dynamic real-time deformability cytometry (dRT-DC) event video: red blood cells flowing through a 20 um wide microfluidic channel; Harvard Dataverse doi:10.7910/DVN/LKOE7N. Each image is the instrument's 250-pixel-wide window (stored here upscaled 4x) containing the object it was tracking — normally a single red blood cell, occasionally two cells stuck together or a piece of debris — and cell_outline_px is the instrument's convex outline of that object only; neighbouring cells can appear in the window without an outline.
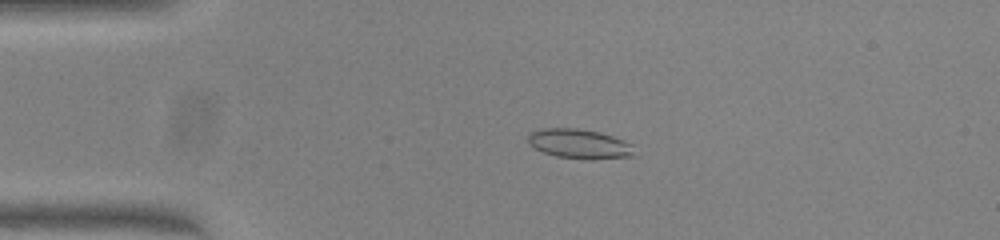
{"species": "common noctule bat (a hibernating species)", "species_latin": "Nyctalus noctula", "temperature_condition": "warm", "stored_images_in_passage": 49, "camera_frame_rate_fps": 3000, "um_per_image_px": 0.085, "animal": {"sex": "female", "body_mass_g": 23.0, "forearm_length_mm": 53.4}, "frame": {"image": 1, "passage_image": 10, "time_ms": 3.0, "image_size_px": [1000, 240], "cell_outline_px": [[636, 156], [592, 160], [584, 160], [556, 156], [544, 152], [528, 144], [528, 132], [544, 128], [576, 128], [600, 132], [624, 140], [632, 144]], "centroid_in_image_um": [49.27, 12.24], "position_along_channel_um": 35.7, "area_um2": 18.61}}
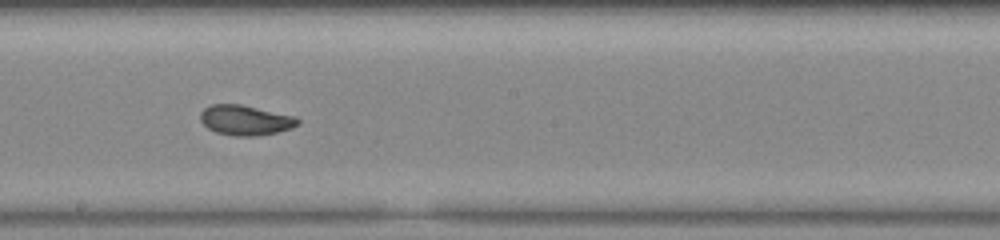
{"frame": {"image": 2, "passage_image": 27, "time_ms": 8.667, "image_size_px": [1000, 240], "cell_outline_px": [[300, 124], [292, 128], [276, 132], [256, 136], [236, 136], [216, 132], [208, 128], [200, 120], [200, 112], [204, 108], [212, 104], [240, 104], [296, 116], [300, 120]], "centroid_in_image_um": [20.87, 10.21], "position_along_channel_um": 227.3, "area_um2": 17.11}}
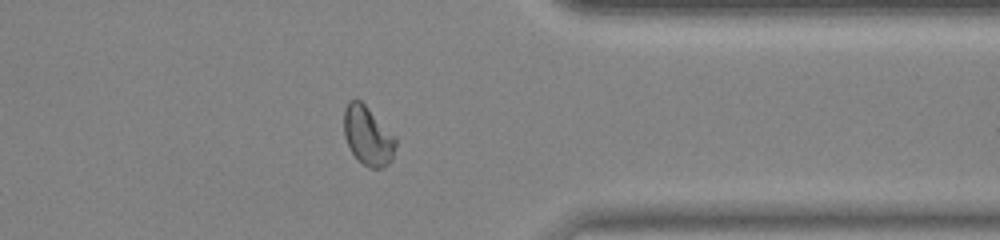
{"frame": {"image": 3, "passage_image": 39, "time_ms": 12.667, "image_size_px": [1000, 240], "cell_outline_px": [[396, 144], [392, 160], [388, 164], [380, 168], [368, 168], [356, 160], [344, 136], [344, 108], [348, 100], [360, 100], [396, 136]], "centroid_in_image_um": [31.27, 11.56], "position_along_channel_um": 380.1, "area_um2": 17.92}, "authors_computed_cell_mechanics": {"area_um2": 17.8024, "velocity_mm_per_s": 4.0577, "shape_relaxation_time_tau1_ms": 6.4725, "shape_relaxation_time_tau2_ms": 0.9568, "deformation_change_tau1": 0.1538, "deformation_change_tau2": 0.0496}}